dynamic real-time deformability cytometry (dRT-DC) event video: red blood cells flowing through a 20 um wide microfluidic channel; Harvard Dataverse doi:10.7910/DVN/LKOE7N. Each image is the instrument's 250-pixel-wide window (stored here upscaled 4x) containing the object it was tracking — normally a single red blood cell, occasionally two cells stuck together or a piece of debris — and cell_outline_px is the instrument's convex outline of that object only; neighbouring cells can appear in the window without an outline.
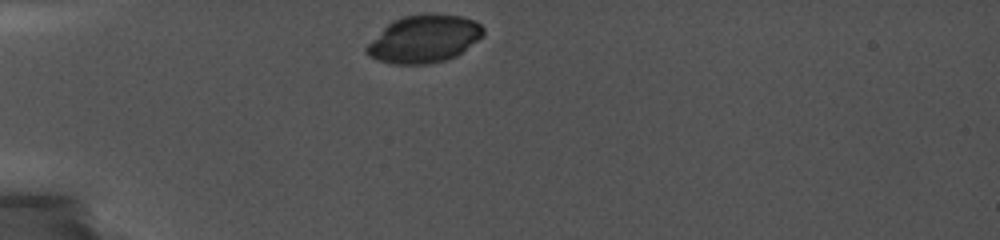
{"species": "common noctule bat (a hibernating species)", "species_latin": "Nyctalus noctula", "temperature_condition": "cold", "stored_images_in_passage": 27, "camera_frame_rate_fps": 5000, "um_per_image_px": 0.085, "animal": {"sex": "female", "body_mass_g": 19.0, "forearm_length_mm": 56.7}, "frame": {"image": 1, "passage_image": 1, "time_ms": 0.0, "image_size_px": [1000, 240], "cell_outline_px": [[484, 36], [456, 56], [444, 60], [428, 64], [392, 64], [376, 60], [368, 56], [364, 52], [364, 48], [392, 20], [404, 16], [460, 16], [476, 20], [484, 28]], "centroid_in_image_um": [36.04, 3.35], "position_along_channel_um": 49.0, "area_um2": 31.85}}